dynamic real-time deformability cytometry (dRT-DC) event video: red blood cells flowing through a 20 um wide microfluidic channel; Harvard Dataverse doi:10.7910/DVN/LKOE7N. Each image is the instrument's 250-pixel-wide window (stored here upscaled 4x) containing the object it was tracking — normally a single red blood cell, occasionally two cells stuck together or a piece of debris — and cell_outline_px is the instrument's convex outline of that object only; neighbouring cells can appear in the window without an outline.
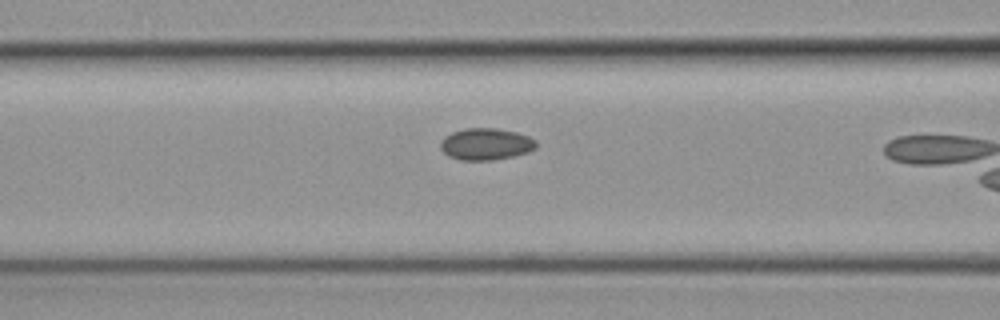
{"species": "common noctule bat (a hibernating species)", "species_latin": "Nyctalus noctula", "temperature_condition": "cold", "stored_images_in_passage": 12, "camera_frame_rate_fps": 3000, "um_per_image_px": 0.085, "animal": {"sex": "female", "body_mass_g": 19.3, "forearm_length_mm": 54.1}, "frame": {"image": 1, "passage_image": 10, "time_ms": 3.0, "image_size_px": [1000, 320], "cell_outline_px": [[536, 148], [528, 152], [512, 156], [492, 160], [460, 160], [448, 156], [440, 148], [440, 140], [444, 136], [452, 132], [464, 128], [496, 128], [516, 132], [528, 136], [536, 140]], "centroid_in_image_um": [41.27, 12.24], "position_along_channel_um": 125.3, "area_um2": 17.8}}